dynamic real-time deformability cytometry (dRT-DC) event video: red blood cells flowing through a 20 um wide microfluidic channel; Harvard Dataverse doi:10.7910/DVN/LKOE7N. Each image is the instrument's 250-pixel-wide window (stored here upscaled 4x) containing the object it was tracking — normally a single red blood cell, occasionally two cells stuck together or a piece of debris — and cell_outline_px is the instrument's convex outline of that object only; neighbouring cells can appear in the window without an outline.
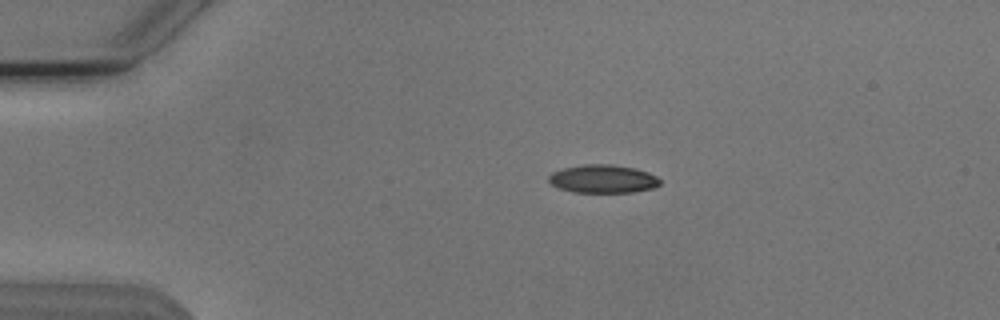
{"species": "Egyptian fruit bat (a non-hibernating species)", "species_latin": "Rousettus aegyptiacus", "temperature_condition": "cold", "stored_images_in_passage": 45, "camera_frame_rate_fps": 3000, "um_per_image_px": 0.085, "animal": {"sex": "male"}, "frame": {"image": 1, "passage_image": 2, "time_ms": 0.333, "image_size_px": [1000, 320], "cell_outline_px": [[660, 184], [656, 188], [632, 192], [572, 192], [560, 188], [552, 184], [548, 180], [548, 176], [552, 172], [564, 168], [584, 164], [612, 164], [632, 168], [648, 172], [656, 176], [660, 180]], "centroid_in_image_um": [51.26, 15.21], "position_along_channel_um": 33.7, "area_um2": 18.26}}
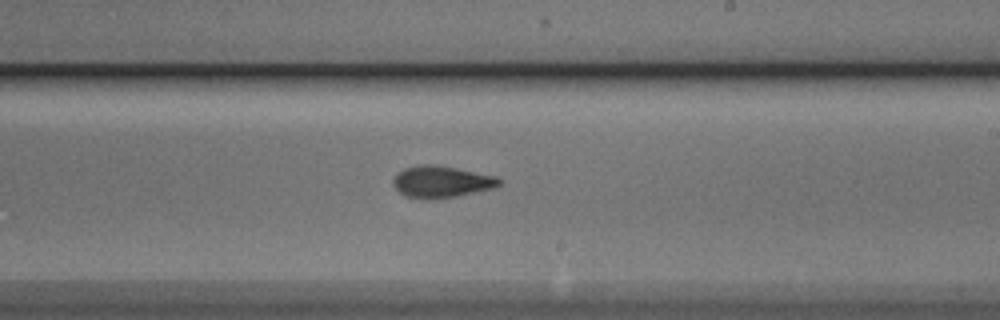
{"frame": {"image": 2, "passage_image": 23, "time_ms": 7.333, "image_size_px": [1000, 320], "cell_outline_px": [[500, 184], [496, 188], [456, 196], [428, 200], [424, 200], [404, 196], [392, 184], [392, 180], [404, 168], [420, 164], [436, 164], [496, 176], [500, 180]], "centroid_in_image_um": [37.51, 15.46], "position_along_channel_um": 251.5, "area_um2": 19.71}}
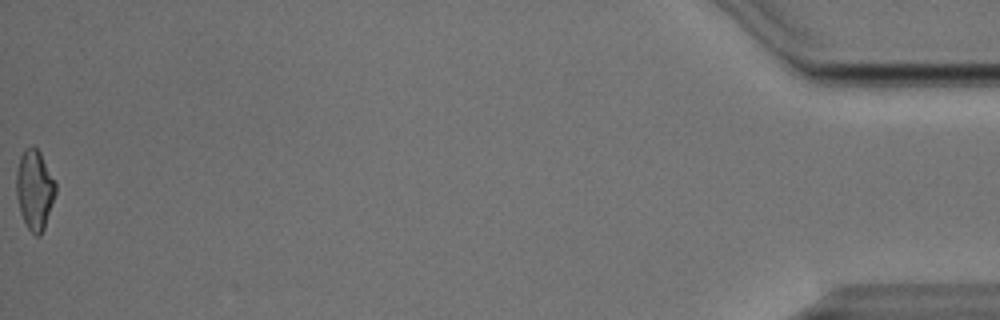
{"frame": {"image": 3, "passage_image": 45, "time_ms": 14.667, "image_size_px": [1000, 320], "cell_outline_px": [[56, 192], [44, 228], [40, 236], [36, 236], [28, 228], [20, 212], [16, 196], [16, 172], [20, 156], [24, 148], [32, 144], [40, 152], [56, 184]], "centroid_in_image_um": [2.92, 16.09], "position_along_channel_um": 432.3, "area_um2": 18.21}, "authors_computed_cell_mechanics": {"area_um2": 18.8428, "velocity_mm_per_s": 3.8077, "shape_relaxation_time_tau1_ms": 6.3938, "shape_relaxation_time_tau2_ms": 2.7991, "deformation_change_tau1": 0.1613, "deformation_change_tau2": 0.0893}}